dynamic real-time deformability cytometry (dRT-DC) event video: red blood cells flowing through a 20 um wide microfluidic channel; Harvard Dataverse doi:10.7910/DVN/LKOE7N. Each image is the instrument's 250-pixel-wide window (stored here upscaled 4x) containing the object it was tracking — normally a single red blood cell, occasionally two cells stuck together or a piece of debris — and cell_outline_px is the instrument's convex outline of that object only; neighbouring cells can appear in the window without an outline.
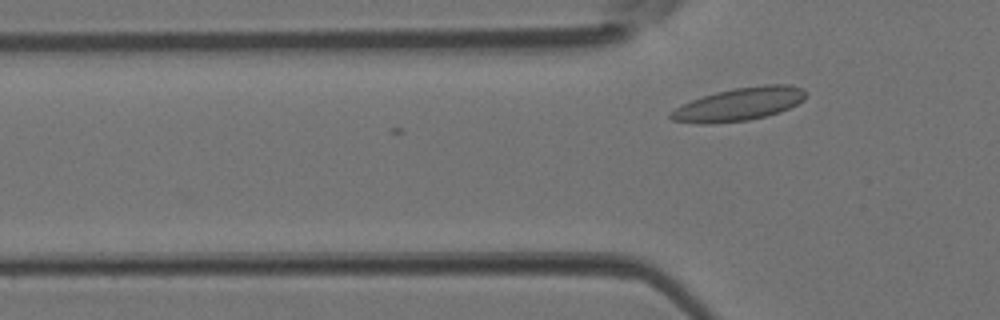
{"species": "Egyptian fruit bat (a non-hibernating species)", "species_latin": "Rousettus aegyptiacus", "temperature_condition": "room temperature", "stored_images_in_passage": 4, "camera_frame_rate_fps": 3000, "um_per_image_px": 0.085, "animal": {"sex": "female"}, "frame": {"image": 1, "passage_image": 4, "time_ms": 1.0, "image_size_px": [1000, 320], "cell_outline_px": [[808, 96], [804, 100], [780, 112], [768, 116], [748, 120], [712, 124], [700, 124], [672, 120], [668, 116], [676, 108], [692, 100], [716, 92], [732, 88], [764, 84], [788, 84], [804, 88], [808, 92]], "centroid_in_image_um": [62.9, 8.85], "position_along_channel_um": 62.9, "area_um2": 26.18}}